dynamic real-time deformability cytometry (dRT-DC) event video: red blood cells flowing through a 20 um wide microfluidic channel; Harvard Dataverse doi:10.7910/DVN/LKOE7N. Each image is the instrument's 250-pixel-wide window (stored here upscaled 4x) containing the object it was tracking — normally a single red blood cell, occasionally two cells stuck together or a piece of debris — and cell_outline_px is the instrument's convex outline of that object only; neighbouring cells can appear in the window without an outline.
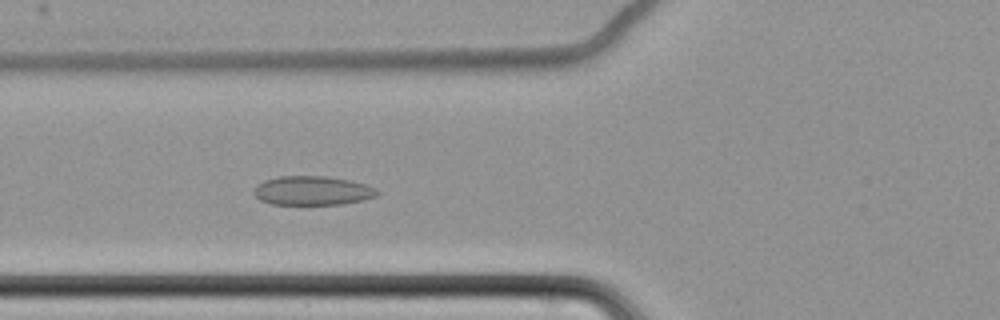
{"species": "common noctule bat (a hibernating species)", "species_latin": "Nyctalus noctula", "temperature_condition": "cold", "stored_images_in_passage": 65, "camera_frame_rate_fps": 3000, "um_per_image_px": 0.085, "animal": {"sex": "female", "body_mass_g": 22.7, "forearm_length_mm": 54.2}, "frame": {"image": 1, "passage_image": 28, "time_ms": 9.0, "image_size_px": [1000, 320], "cell_outline_px": [[380, 192], [376, 196], [364, 200], [340, 204], [272, 204], [260, 200], [252, 192], [256, 184], [264, 180], [280, 176], [324, 176], [348, 180], [364, 184], [376, 188]], "centroid_in_image_um": [26.53, 16.2], "position_along_channel_um": 99.3, "area_um2": 20.87}}
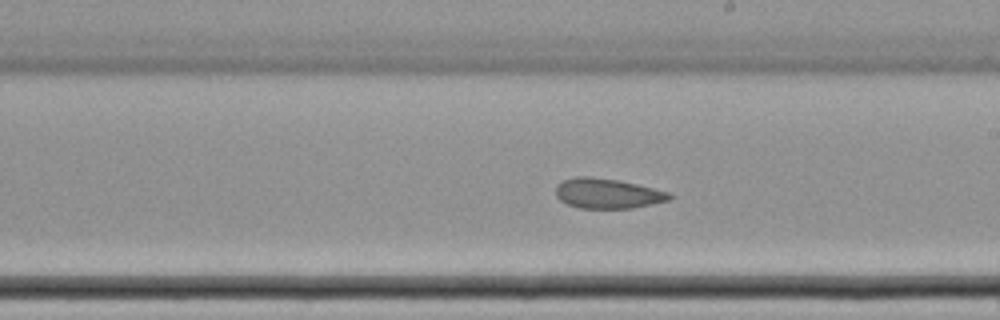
{"frame": {"image": 2, "passage_image": 40, "time_ms": 13.0, "image_size_px": [1000, 320], "cell_outline_px": [[672, 200], [632, 208], [580, 208], [568, 204], [560, 200], [556, 196], [556, 184], [560, 180], [576, 176], [588, 176], [620, 180], [668, 192], [672, 196]], "centroid_in_image_um": [51.61, 16.43], "position_along_channel_um": 237.4, "area_um2": 20.0}}
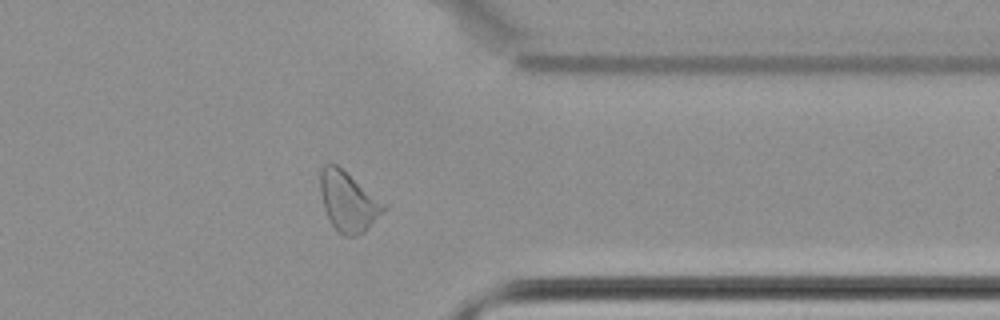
{"frame": {"image": 3, "passage_image": 53, "time_ms": 17.333, "image_size_px": [1000, 320], "cell_outline_px": [[388, 208], [364, 232], [356, 236], [344, 236], [332, 224], [324, 208], [320, 192], [320, 168], [324, 164], [336, 164], [388, 204]], "centroid_in_image_um": [29.63, 17.12], "position_along_channel_um": 381.8, "area_um2": 22.2}, "authors_computed_cell_mechanics": {"area_um2": 22.542, "velocity_mm_per_s": 3.4553, "shape_relaxation_time_tau1_ms": null, "shape_relaxation_time_tau2_ms": 4.4285, "deformation_change_tau1": null, "deformation_change_tau2": 0.0946}}